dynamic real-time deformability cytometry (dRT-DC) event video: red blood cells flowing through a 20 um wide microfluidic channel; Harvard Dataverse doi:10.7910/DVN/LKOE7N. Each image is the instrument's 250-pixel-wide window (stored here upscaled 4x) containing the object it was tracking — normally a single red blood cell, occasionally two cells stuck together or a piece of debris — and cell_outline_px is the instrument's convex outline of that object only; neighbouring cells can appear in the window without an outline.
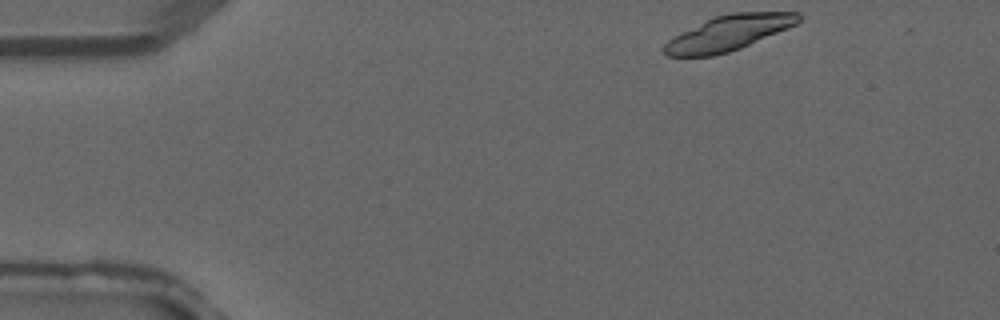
{"species": "common noctule bat (a hibernating species)", "species_latin": "Nyctalus noctula", "temperature_condition": "warm", "stored_images_in_passage": 5, "camera_frame_rate_fps": 3000, "um_per_image_px": 0.085, "animal": {"sex": "male", "forearm_length_mm": 52.5}, "frame": {"image": 1, "passage_image": 5, "time_ms": 1.333, "image_size_px": [1000, 320], "cell_outline_px": [[800, 20], [796, 24], [740, 48], [728, 52], [712, 56], [668, 56], [664, 52], [664, 44], [668, 40], [716, 16], [732, 12], [800, 12]], "centroid_in_image_um": [61.96, 2.8], "position_along_channel_um": 23.0, "area_um2": 26.7}}